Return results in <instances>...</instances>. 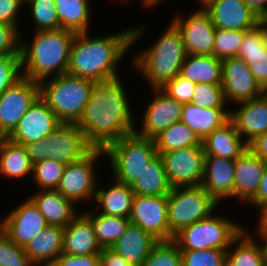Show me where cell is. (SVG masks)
I'll return each instance as SVG.
<instances>
[{"label":"cell","instance_id":"15","mask_svg":"<svg viewBox=\"0 0 267 266\" xmlns=\"http://www.w3.org/2000/svg\"><path fill=\"white\" fill-rule=\"evenodd\" d=\"M153 99L148 100L142 114L141 126L135 133L141 137L155 139L174 123L180 122L184 104L168 96L160 88L151 89Z\"/></svg>","mask_w":267,"mask_h":266},{"label":"cell","instance_id":"5","mask_svg":"<svg viewBox=\"0 0 267 266\" xmlns=\"http://www.w3.org/2000/svg\"><path fill=\"white\" fill-rule=\"evenodd\" d=\"M40 97L62 123H77L86 105L94 81L62 74L41 81Z\"/></svg>","mask_w":267,"mask_h":266},{"label":"cell","instance_id":"34","mask_svg":"<svg viewBox=\"0 0 267 266\" xmlns=\"http://www.w3.org/2000/svg\"><path fill=\"white\" fill-rule=\"evenodd\" d=\"M130 187L135 195H168L171 191V186L166 176L161 154L157 153L148 162Z\"/></svg>","mask_w":267,"mask_h":266},{"label":"cell","instance_id":"3","mask_svg":"<svg viewBox=\"0 0 267 266\" xmlns=\"http://www.w3.org/2000/svg\"><path fill=\"white\" fill-rule=\"evenodd\" d=\"M34 32L32 39H24V33H21L23 77L40 83L45 79L66 74L75 32L63 28Z\"/></svg>","mask_w":267,"mask_h":266},{"label":"cell","instance_id":"11","mask_svg":"<svg viewBox=\"0 0 267 266\" xmlns=\"http://www.w3.org/2000/svg\"><path fill=\"white\" fill-rule=\"evenodd\" d=\"M161 156L171 188L201 185L205 160L203 146L175 149Z\"/></svg>","mask_w":267,"mask_h":266},{"label":"cell","instance_id":"10","mask_svg":"<svg viewBox=\"0 0 267 266\" xmlns=\"http://www.w3.org/2000/svg\"><path fill=\"white\" fill-rule=\"evenodd\" d=\"M104 150L93 149L87 156L76 163L65 166L60 184L57 187L65 198L76 206L84 202H94L98 183L97 164L104 159ZM97 163V164H96Z\"/></svg>","mask_w":267,"mask_h":266},{"label":"cell","instance_id":"9","mask_svg":"<svg viewBox=\"0 0 267 266\" xmlns=\"http://www.w3.org/2000/svg\"><path fill=\"white\" fill-rule=\"evenodd\" d=\"M168 198V225L174 236L182 228L217 213L219 204L200 186L171 188Z\"/></svg>","mask_w":267,"mask_h":266},{"label":"cell","instance_id":"50","mask_svg":"<svg viewBox=\"0 0 267 266\" xmlns=\"http://www.w3.org/2000/svg\"><path fill=\"white\" fill-rule=\"evenodd\" d=\"M100 266H133L110 248H102Z\"/></svg>","mask_w":267,"mask_h":266},{"label":"cell","instance_id":"58","mask_svg":"<svg viewBox=\"0 0 267 266\" xmlns=\"http://www.w3.org/2000/svg\"><path fill=\"white\" fill-rule=\"evenodd\" d=\"M34 266H57V265L53 262V263H41Z\"/></svg>","mask_w":267,"mask_h":266},{"label":"cell","instance_id":"19","mask_svg":"<svg viewBox=\"0 0 267 266\" xmlns=\"http://www.w3.org/2000/svg\"><path fill=\"white\" fill-rule=\"evenodd\" d=\"M203 8L209 13L215 28L245 31L261 21L244 0H211Z\"/></svg>","mask_w":267,"mask_h":266},{"label":"cell","instance_id":"12","mask_svg":"<svg viewBox=\"0 0 267 266\" xmlns=\"http://www.w3.org/2000/svg\"><path fill=\"white\" fill-rule=\"evenodd\" d=\"M182 15L176 12L170 22L180 32L187 54L214 55L215 26L209 13L198 7L188 16Z\"/></svg>","mask_w":267,"mask_h":266},{"label":"cell","instance_id":"30","mask_svg":"<svg viewBox=\"0 0 267 266\" xmlns=\"http://www.w3.org/2000/svg\"><path fill=\"white\" fill-rule=\"evenodd\" d=\"M249 229L245 228L227 249L226 266H267L263 244Z\"/></svg>","mask_w":267,"mask_h":266},{"label":"cell","instance_id":"13","mask_svg":"<svg viewBox=\"0 0 267 266\" xmlns=\"http://www.w3.org/2000/svg\"><path fill=\"white\" fill-rule=\"evenodd\" d=\"M40 97L39 82L22 77L0 95V137H8Z\"/></svg>","mask_w":267,"mask_h":266},{"label":"cell","instance_id":"48","mask_svg":"<svg viewBox=\"0 0 267 266\" xmlns=\"http://www.w3.org/2000/svg\"><path fill=\"white\" fill-rule=\"evenodd\" d=\"M23 7L20 0H0V23L15 26L20 31L22 23L18 17L20 18L19 14Z\"/></svg>","mask_w":267,"mask_h":266},{"label":"cell","instance_id":"4","mask_svg":"<svg viewBox=\"0 0 267 266\" xmlns=\"http://www.w3.org/2000/svg\"><path fill=\"white\" fill-rule=\"evenodd\" d=\"M166 27L156 41L131 59L134 71L140 72L150 89L161 88L177 76L187 56L180 32L171 22Z\"/></svg>","mask_w":267,"mask_h":266},{"label":"cell","instance_id":"22","mask_svg":"<svg viewBox=\"0 0 267 266\" xmlns=\"http://www.w3.org/2000/svg\"><path fill=\"white\" fill-rule=\"evenodd\" d=\"M266 164L247 148L235 159L234 199L245 206L258 192Z\"/></svg>","mask_w":267,"mask_h":266},{"label":"cell","instance_id":"54","mask_svg":"<svg viewBox=\"0 0 267 266\" xmlns=\"http://www.w3.org/2000/svg\"><path fill=\"white\" fill-rule=\"evenodd\" d=\"M258 222H256V228H253L254 232H265L267 231V204H264L258 211Z\"/></svg>","mask_w":267,"mask_h":266},{"label":"cell","instance_id":"21","mask_svg":"<svg viewBox=\"0 0 267 266\" xmlns=\"http://www.w3.org/2000/svg\"><path fill=\"white\" fill-rule=\"evenodd\" d=\"M235 160L205 156L201 186L218 203L234 198Z\"/></svg>","mask_w":267,"mask_h":266},{"label":"cell","instance_id":"32","mask_svg":"<svg viewBox=\"0 0 267 266\" xmlns=\"http://www.w3.org/2000/svg\"><path fill=\"white\" fill-rule=\"evenodd\" d=\"M33 164L24 145L12 142L7 137H0V176L8 180L32 177Z\"/></svg>","mask_w":267,"mask_h":266},{"label":"cell","instance_id":"49","mask_svg":"<svg viewBox=\"0 0 267 266\" xmlns=\"http://www.w3.org/2000/svg\"><path fill=\"white\" fill-rule=\"evenodd\" d=\"M54 263L57 266H100V255H73L62 253Z\"/></svg>","mask_w":267,"mask_h":266},{"label":"cell","instance_id":"14","mask_svg":"<svg viewBox=\"0 0 267 266\" xmlns=\"http://www.w3.org/2000/svg\"><path fill=\"white\" fill-rule=\"evenodd\" d=\"M128 219L157 241H170L174 238L168 225L167 195H134Z\"/></svg>","mask_w":267,"mask_h":266},{"label":"cell","instance_id":"61","mask_svg":"<svg viewBox=\"0 0 267 266\" xmlns=\"http://www.w3.org/2000/svg\"><path fill=\"white\" fill-rule=\"evenodd\" d=\"M21 1V3L23 4V5H26L27 3H29L31 0H20Z\"/></svg>","mask_w":267,"mask_h":266},{"label":"cell","instance_id":"23","mask_svg":"<svg viewBox=\"0 0 267 266\" xmlns=\"http://www.w3.org/2000/svg\"><path fill=\"white\" fill-rule=\"evenodd\" d=\"M237 57L249 65L257 83L267 91V41L262 21L253 28L245 30Z\"/></svg>","mask_w":267,"mask_h":266},{"label":"cell","instance_id":"56","mask_svg":"<svg viewBox=\"0 0 267 266\" xmlns=\"http://www.w3.org/2000/svg\"><path fill=\"white\" fill-rule=\"evenodd\" d=\"M164 1L165 0H141L140 2L142 4L141 6H143L147 10V8L153 9L152 7H155L156 5L160 4V2L162 4Z\"/></svg>","mask_w":267,"mask_h":266},{"label":"cell","instance_id":"24","mask_svg":"<svg viewBox=\"0 0 267 266\" xmlns=\"http://www.w3.org/2000/svg\"><path fill=\"white\" fill-rule=\"evenodd\" d=\"M91 220L79 213L63 232L62 253L73 255H99L101 253Z\"/></svg>","mask_w":267,"mask_h":266},{"label":"cell","instance_id":"7","mask_svg":"<svg viewBox=\"0 0 267 266\" xmlns=\"http://www.w3.org/2000/svg\"><path fill=\"white\" fill-rule=\"evenodd\" d=\"M245 228L240 222L213 212L209 217L182 228L173 241L179 250L216 248L227 251Z\"/></svg>","mask_w":267,"mask_h":266},{"label":"cell","instance_id":"1","mask_svg":"<svg viewBox=\"0 0 267 266\" xmlns=\"http://www.w3.org/2000/svg\"><path fill=\"white\" fill-rule=\"evenodd\" d=\"M121 80L117 77L94 82L82 116L76 123L93 149L105 150L122 137L135 133L138 119L134 117L127 89Z\"/></svg>","mask_w":267,"mask_h":266},{"label":"cell","instance_id":"44","mask_svg":"<svg viewBox=\"0 0 267 266\" xmlns=\"http://www.w3.org/2000/svg\"><path fill=\"white\" fill-rule=\"evenodd\" d=\"M0 266H34L23 247L0 230Z\"/></svg>","mask_w":267,"mask_h":266},{"label":"cell","instance_id":"31","mask_svg":"<svg viewBox=\"0 0 267 266\" xmlns=\"http://www.w3.org/2000/svg\"><path fill=\"white\" fill-rule=\"evenodd\" d=\"M63 232V227L48 225L23 247L34 265L53 263L62 254Z\"/></svg>","mask_w":267,"mask_h":266},{"label":"cell","instance_id":"16","mask_svg":"<svg viewBox=\"0 0 267 266\" xmlns=\"http://www.w3.org/2000/svg\"><path fill=\"white\" fill-rule=\"evenodd\" d=\"M222 71L221 85L229 106L260 97L265 93L243 59L230 57L222 60Z\"/></svg>","mask_w":267,"mask_h":266},{"label":"cell","instance_id":"60","mask_svg":"<svg viewBox=\"0 0 267 266\" xmlns=\"http://www.w3.org/2000/svg\"><path fill=\"white\" fill-rule=\"evenodd\" d=\"M264 34H265V38L267 41V25L266 24H264Z\"/></svg>","mask_w":267,"mask_h":266},{"label":"cell","instance_id":"36","mask_svg":"<svg viewBox=\"0 0 267 266\" xmlns=\"http://www.w3.org/2000/svg\"><path fill=\"white\" fill-rule=\"evenodd\" d=\"M84 209L83 213L91 220L97 241L101 248H110L124 233L131 223L128 218L109 216L97 210Z\"/></svg>","mask_w":267,"mask_h":266},{"label":"cell","instance_id":"52","mask_svg":"<svg viewBox=\"0 0 267 266\" xmlns=\"http://www.w3.org/2000/svg\"><path fill=\"white\" fill-rule=\"evenodd\" d=\"M264 204H267V164L257 195L247 204V206L259 210Z\"/></svg>","mask_w":267,"mask_h":266},{"label":"cell","instance_id":"20","mask_svg":"<svg viewBox=\"0 0 267 266\" xmlns=\"http://www.w3.org/2000/svg\"><path fill=\"white\" fill-rule=\"evenodd\" d=\"M234 106L238 108H230V120L247 145L258 135L267 132V91L260 97Z\"/></svg>","mask_w":267,"mask_h":266},{"label":"cell","instance_id":"59","mask_svg":"<svg viewBox=\"0 0 267 266\" xmlns=\"http://www.w3.org/2000/svg\"><path fill=\"white\" fill-rule=\"evenodd\" d=\"M113 1H114V0H113ZM115 1H116V0H115ZM117 1H118V2H122V3H120V4H123V3H124V4H125V3H126V4H127V3L129 4V2L132 1V0H117Z\"/></svg>","mask_w":267,"mask_h":266},{"label":"cell","instance_id":"42","mask_svg":"<svg viewBox=\"0 0 267 266\" xmlns=\"http://www.w3.org/2000/svg\"><path fill=\"white\" fill-rule=\"evenodd\" d=\"M181 266H224L226 250L209 248L204 250H180Z\"/></svg>","mask_w":267,"mask_h":266},{"label":"cell","instance_id":"25","mask_svg":"<svg viewBox=\"0 0 267 266\" xmlns=\"http://www.w3.org/2000/svg\"><path fill=\"white\" fill-rule=\"evenodd\" d=\"M48 225L65 228L79 213L78 207L57 190H37L29 195Z\"/></svg>","mask_w":267,"mask_h":266},{"label":"cell","instance_id":"26","mask_svg":"<svg viewBox=\"0 0 267 266\" xmlns=\"http://www.w3.org/2000/svg\"><path fill=\"white\" fill-rule=\"evenodd\" d=\"M158 241L146 231L130 223L125 233L110 247L133 266H143L152 247Z\"/></svg>","mask_w":267,"mask_h":266},{"label":"cell","instance_id":"6","mask_svg":"<svg viewBox=\"0 0 267 266\" xmlns=\"http://www.w3.org/2000/svg\"><path fill=\"white\" fill-rule=\"evenodd\" d=\"M24 147L32 164L50 159L69 165L93 150L76 123H62L44 139L26 143Z\"/></svg>","mask_w":267,"mask_h":266},{"label":"cell","instance_id":"27","mask_svg":"<svg viewBox=\"0 0 267 266\" xmlns=\"http://www.w3.org/2000/svg\"><path fill=\"white\" fill-rule=\"evenodd\" d=\"M111 180L113 182L107 188L99 187L100 181L98 180L94 199L98 205L95 206V209L98 210V213L105 215L129 218L135 194L130 185L121 183L114 178Z\"/></svg>","mask_w":267,"mask_h":266},{"label":"cell","instance_id":"62","mask_svg":"<svg viewBox=\"0 0 267 266\" xmlns=\"http://www.w3.org/2000/svg\"><path fill=\"white\" fill-rule=\"evenodd\" d=\"M261 21L267 25V18H262Z\"/></svg>","mask_w":267,"mask_h":266},{"label":"cell","instance_id":"2","mask_svg":"<svg viewBox=\"0 0 267 266\" xmlns=\"http://www.w3.org/2000/svg\"><path fill=\"white\" fill-rule=\"evenodd\" d=\"M141 25L101 37H92L89 32L75 33L70 48L67 74L94 82L120 77L118 67L125 59L124 55L130 52L129 49L147 32V25Z\"/></svg>","mask_w":267,"mask_h":266},{"label":"cell","instance_id":"51","mask_svg":"<svg viewBox=\"0 0 267 266\" xmlns=\"http://www.w3.org/2000/svg\"><path fill=\"white\" fill-rule=\"evenodd\" d=\"M248 148L265 164H267V132L258 135L248 144Z\"/></svg>","mask_w":267,"mask_h":266},{"label":"cell","instance_id":"28","mask_svg":"<svg viewBox=\"0 0 267 266\" xmlns=\"http://www.w3.org/2000/svg\"><path fill=\"white\" fill-rule=\"evenodd\" d=\"M229 119V106L201 108L195 104L188 103L183 106L180 121L192 129L198 138L203 141Z\"/></svg>","mask_w":267,"mask_h":266},{"label":"cell","instance_id":"57","mask_svg":"<svg viewBox=\"0 0 267 266\" xmlns=\"http://www.w3.org/2000/svg\"><path fill=\"white\" fill-rule=\"evenodd\" d=\"M197 1V0H196ZM211 0H198V3L201 4L199 7L206 6Z\"/></svg>","mask_w":267,"mask_h":266},{"label":"cell","instance_id":"41","mask_svg":"<svg viewBox=\"0 0 267 266\" xmlns=\"http://www.w3.org/2000/svg\"><path fill=\"white\" fill-rule=\"evenodd\" d=\"M143 266H181V251L173 241H158Z\"/></svg>","mask_w":267,"mask_h":266},{"label":"cell","instance_id":"18","mask_svg":"<svg viewBox=\"0 0 267 266\" xmlns=\"http://www.w3.org/2000/svg\"><path fill=\"white\" fill-rule=\"evenodd\" d=\"M61 124L62 122L47 103L39 97L7 138L24 145L44 139Z\"/></svg>","mask_w":267,"mask_h":266},{"label":"cell","instance_id":"38","mask_svg":"<svg viewBox=\"0 0 267 266\" xmlns=\"http://www.w3.org/2000/svg\"><path fill=\"white\" fill-rule=\"evenodd\" d=\"M65 164L56 160H42L33 164L32 184H36L38 190H56L60 184Z\"/></svg>","mask_w":267,"mask_h":266},{"label":"cell","instance_id":"45","mask_svg":"<svg viewBox=\"0 0 267 266\" xmlns=\"http://www.w3.org/2000/svg\"><path fill=\"white\" fill-rule=\"evenodd\" d=\"M22 77L21 55H0V95Z\"/></svg>","mask_w":267,"mask_h":266},{"label":"cell","instance_id":"40","mask_svg":"<svg viewBox=\"0 0 267 266\" xmlns=\"http://www.w3.org/2000/svg\"><path fill=\"white\" fill-rule=\"evenodd\" d=\"M244 33L243 30L215 28L214 56L221 60L237 57L244 39Z\"/></svg>","mask_w":267,"mask_h":266},{"label":"cell","instance_id":"53","mask_svg":"<svg viewBox=\"0 0 267 266\" xmlns=\"http://www.w3.org/2000/svg\"><path fill=\"white\" fill-rule=\"evenodd\" d=\"M250 9L261 19L267 13V0H244Z\"/></svg>","mask_w":267,"mask_h":266},{"label":"cell","instance_id":"47","mask_svg":"<svg viewBox=\"0 0 267 266\" xmlns=\"http://www.w3.org/2000/svg\"><path fill=\"white\" fill-rule=\"evenodd\" d=\"M21 32L15 26L0 23V55H20Z\"/></svg>","mask_w":267,"mask_h":266},{"label":"cell","instance_id":"55","mask_svg":"<svg viewBox=\"0 0 267 266\" xmlns=\"http://www.w3.org/2000/svg\"><path fill=\"white\" fill-rule=\"evenodd\" d=\"M251 233H253V235L257 236L261 240L263 247L265 249L266 260H267V231L265 232H253L252 231Z\"/></svg>","mask_w":267,"mask_h":266},{"label":"cell","instance_id":"17","mask_svg":"<svg viewBox=\"0 0 267 266\" xmlns=\"http://www.w3.org/2000/svg\"><path fill=\"white\" fill-rule=\"evenodd\" d=\"M26 199L1 218V230L21 247L48 226L34 202L29 197Z\"/></svg>","mask_w":267,"mask_h":266},{"label":"cell","instance_id":"29","mask_svg":"<svg viewBox=\"0 0 267 266\" xmlns=\"http://www.w3.org/2000/svg\"><path fill=\"white\" fill-rule=\"evenodd\" d=\"M205 156H217L235 160L247 148L235 124L229 119L202 141Z\"/></svg>","mask_w":267,"mask_h":266},{"label":"cell","instance_id":"46","mask_svg":"<svg viewBox=\"0 0 267 266\" xmlns=\"http://www.w3.org/2000/svg\"><path fill=\"white\" fill-rule=\"evenodd\" d=\"M195 88V83L178 74L173 79L166 82L160 89L179 103L188 104L191 102Z\"/></svg>","mask_w":267,"mask_h":266},{"label":"cell","instance_id":"37","mask_svg":"<svg viewBox=\"0 0 267 266\" xmlns=\"http://www.w3.org/2000/svg\"><path fill=\"white\" fill-rule=\"evenodd\" d=\"M154 140L159 154L175 149L202 146V141L193 130L181 121L171 125Z\"/></svg>","mask_w":267,"mask_h":266},{"label":"cell","instance_id":"43","mask_svg":"<svg viewBox=\"0 0 267 266\" xmlns=\"http://www.w3.org/2000/svg\"><path fill=\"white\" fill-rule=\"evenodd\" d=\"M201 108L227 107L222 85L196 84L191 102Z\"/></svg>","mask_w":267,"mask_h":266},{"label":"cell","instance_id":"39","mask_svg":"<svg viewBox=\"0 0 267 266\" xmlns=\"http://www.w3.org/2000/svg\"><path fill=\"white\" fill-rule=\"evenodd\" d=\"M34 31H47L60 29L59 19L54 0H31L27 3Z\"/></svg>","mask_w":267,"mask_h":266},{"label":"cell","instance_id":"33","mask_svg":"<svg viewBox=\"0 0 267 266\" xmlns=\"http://www.w3.org/2000/svg\"><path fill=\"white\" fill-rule=\"evenodd\" d=\"M222 60L214 55L187 54L179 75L198 84H222Z\"/></svg>","mask_w":267,"mask_h":266},{"label":"cell","instance_id":"35","mask_svg":"<svg viewBox=\"0 0 267 266\" xmlns=\"http://www.w3.org/2000/svg\"><path fill=\"white\" fill-rule=\"evenodd\" d=\"M60 28L75 33L89 32L91 12L89 0H54Z\"/></svg>","mask_w":267,"mask_h":266},{"label":"cell","instance_id":"8","mask_svg":"<svg viewBox=\"0 0 267 266\" xmlns=\"http://www.w3.org/2000/svg\"><path fill=\"white\" fill-rule=\"evenodd\" d=\"M104 153L110 162L112 178L131 185L148 162L157 154V149L154 139L133 133L110 144Z\"/></svg>","mask_w":267,"mask_h":266}]
</instances>
